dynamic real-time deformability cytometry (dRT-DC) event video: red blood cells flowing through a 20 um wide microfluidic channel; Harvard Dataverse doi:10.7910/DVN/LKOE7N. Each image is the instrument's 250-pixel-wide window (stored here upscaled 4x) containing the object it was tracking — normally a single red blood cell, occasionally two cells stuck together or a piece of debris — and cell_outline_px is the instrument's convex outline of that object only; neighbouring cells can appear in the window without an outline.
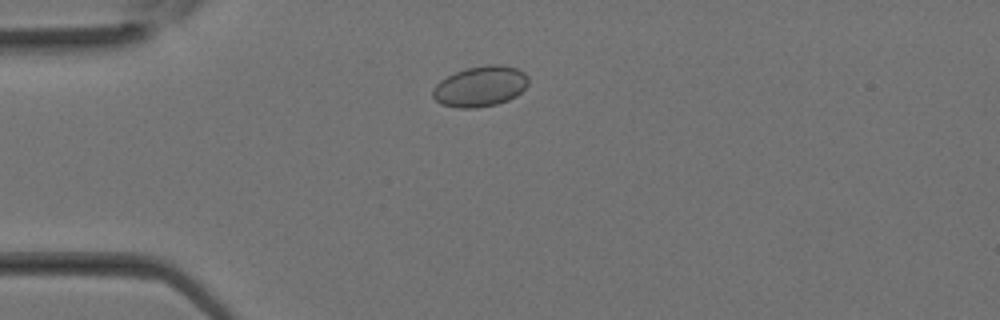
{"species": "Egyptian fruit bat (a non-hibernating species)", "species_latin": "Rousettus aegyptiacus", "temperature_condition": "room temperature", "stored_images_in_passage": 28, "camera_frame_rate_fps": 3000, "um_per_image_px": 0.085, "animal": {"sex": "female"}, "frame": {"image": 1, "passage_image": 6, "time_ms": 1.667, "image_size_px": [1000, 320], "cell_outline_px": [[528, 84], [516, 96], [508, 100], [496, 104], [476, 108], [456, 108], [440, 104], [432, 96], [432, 88], [440, 80], [464, 68], [488, 64], [500, 64], [516, 68], [524, 72], [528, 76]], "centroid_in_image_um": [40.8, 7.34], "position_along_channel_um": 44.2, "area_um2": 22.77}}
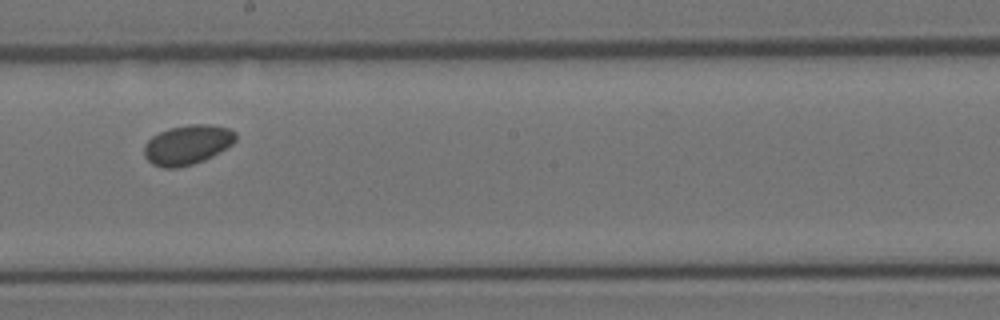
{"frame": {"image": 2, "passage_image": 16, "time_ms": 5.0, "image_size_px": [1000, 320], "cell_outline_px": [[236, 140], [232, 144], [212, 156], [204, 160], [192, 164], [176, 168], [164, 168], [152, 164], [144, 156], [144, 144], [152, 136], [168, 128], [188, 124], [212, 124], [232, 128], [236, 132]], "centroid_in_image_um": [15.94, 12.28], "position_along_channel_um": 232.3, "area_um2": 21.33}}
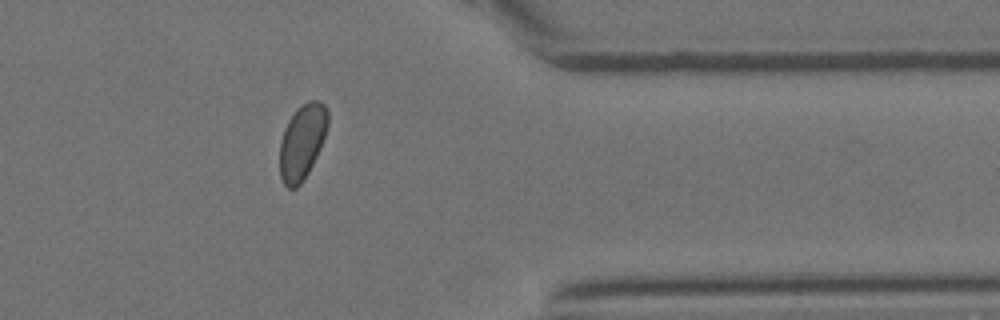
{"frame": {"image": 3, "passage_image": 24, "time_ms": 7.667, "image_size_px": [1000, 320], "cell_outline_px": [[328, 124], [320, 148], [304, 180], [296, 188], [288, 188], [284, 184], [280, 176], [280, 140], [284, 128], [288, 120], [296, 108], [308, 100], [320, 100], [324, 104], [328, 112]], "centroid_in_image_um": [25.67, 12.02], "position_along_channel_um": 385.7, "area_um2": 21.1}}